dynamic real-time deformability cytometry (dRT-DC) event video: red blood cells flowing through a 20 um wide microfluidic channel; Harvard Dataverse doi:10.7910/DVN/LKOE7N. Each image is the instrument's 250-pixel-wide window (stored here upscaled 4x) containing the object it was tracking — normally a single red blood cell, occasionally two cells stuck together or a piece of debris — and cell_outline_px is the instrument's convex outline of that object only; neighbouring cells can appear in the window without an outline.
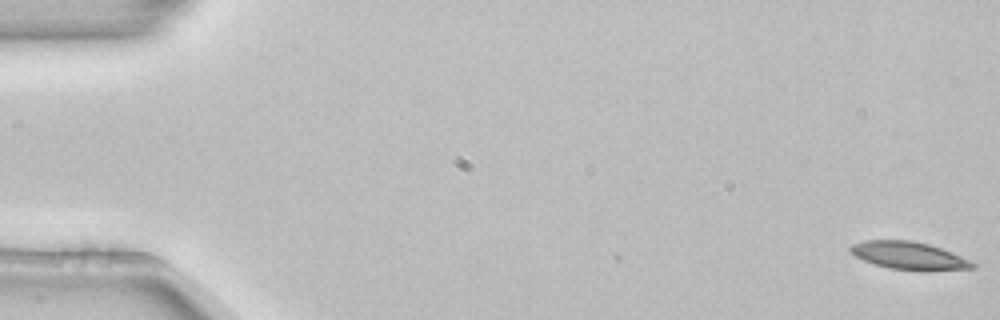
{"species": "common noctule bat (a hibernating species)", "species_latin": "Nyctalus noctula", "temperature_condition": "room temperature", "stored_images_in_passage": 4, "camera_frame_rate_fps": 3000, "um_per_image_px": 0.085, "animal": {"sex": "female", "body_mass_g": 22.7, "forearm_length_mm": 54.2}, "frame": {"image": 1, "passage_image": 1, "time_ms": 0.0, "image_size_px": [1000, 320], "cell_outline_px": [[976, 268], [928, 272], [920, 272], [888, 268], [864, 260], [856, 256], [848, 248], [852, 244], [864, 240], [912, 240], [928, 244], [952, 252], [976, 264]], "centroid_in_image_um": [77.3, 21.75], "position_along_channel_um": 7.7, "area_um2": 20.0}}
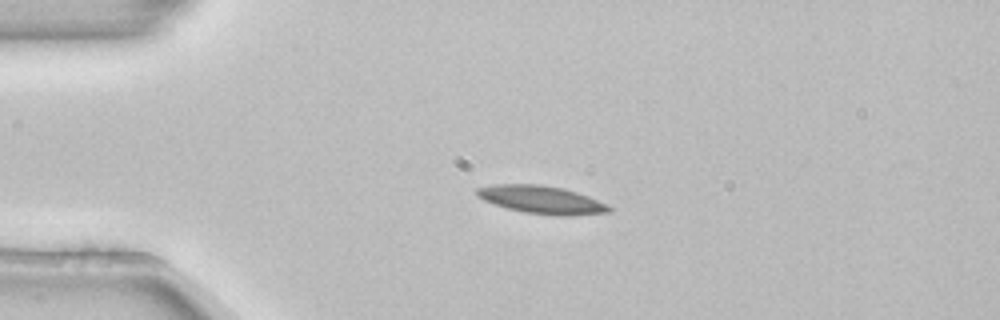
{"frame": {"image": 2, "passage_image": 3, "time_ms": 0.667, "image_size_px": [1000, 320], "cell_outline_px": [[612, 212], [568, 216], [556, 216], [524, 212], [508, 208], [484, 200], [476, 196], [476, 188], [496, 184], [540, 184], [564, 188], [588, 196], [608, 204], [612, 208]], "centroid_in_image_um": [46.07, 16.98], "position_along_channel_um": 38.9, "area_um2": 21.56}}
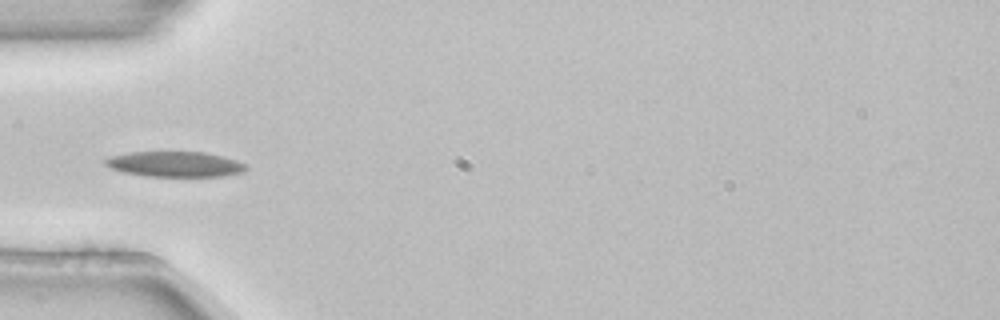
{"frame": {"image": 3, "passage_image": 4, "time_ms": 1.0, "image_size_px": [1000, 320], "cell_outline_px": [[248, 168], [244, 172], [224, 176], [148, 176], [124, 172], [112, 168], [104, 164], [104, 160], [108, 156], [128, 152], [204, 152], [224, 156], [248, 164]], "centroid_in_image_um": [14.91, 13.95], "position_along_channel_um": 70.1, "area_um2": 20.92}}